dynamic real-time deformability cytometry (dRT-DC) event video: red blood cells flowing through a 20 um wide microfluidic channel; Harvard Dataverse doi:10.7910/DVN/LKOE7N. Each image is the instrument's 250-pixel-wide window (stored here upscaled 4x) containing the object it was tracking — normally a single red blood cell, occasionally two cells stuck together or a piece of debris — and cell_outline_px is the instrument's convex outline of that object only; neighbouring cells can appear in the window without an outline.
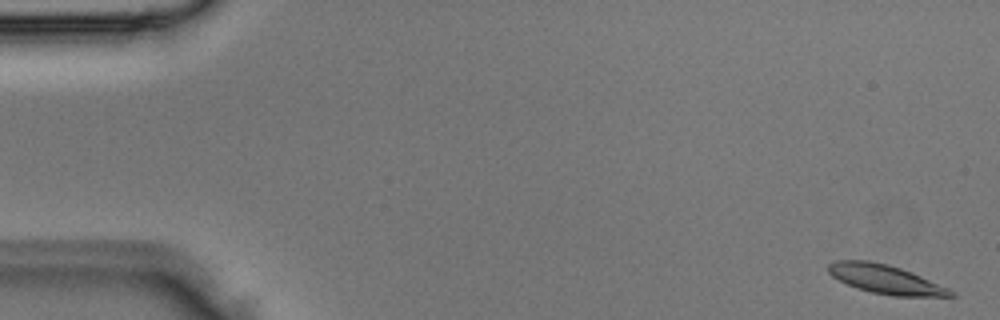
{"species": "Egyptian fruit bat (a non-hibernating species)", "species_latin": "Rousettus aegyptiacus", "temperature_condition": "room temperature", "stored_images_in_passage": 5, "segment_of_instrument_passage": [1, 2], "camera_frame_rate_fps": 3000, "um_per_image_px": 0.085, "animal": {"sex": "male"}, "frame": {"image": 1, "passage_image": 1, "time_ms": 0.0, "image_size_px": [1000, 320], "cell_outline_px": [[956, 296], [892, 296], [872, 292], [848, 284], [832, 276], [828, 272], [828, 264], [836, 260], [868, 260], [888, 264], [900, 268], [920, 276], [948, 288], [956, 292]], "centroid_in_image_um": [75.26, 23.73], "position_along_channel_um": 9.7, "area_um2": 20.29}}
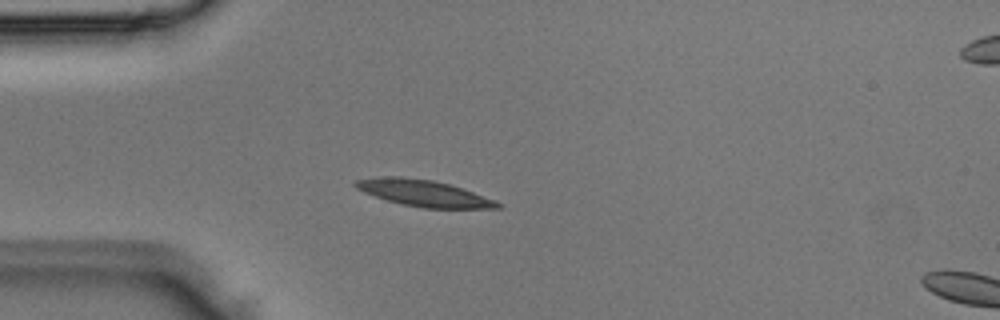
{"frame": {"image": 2, "passage_image": 4, "time_ms": 1.0, "image_size_px": [1000, 320], "cell_outline_px": [[500, 208], [424, 208], [400, 204], [364, 192], [356, 188], [352, 184], [356, 180], [384, 176], [400, 176], [432, 180], [448, 184], [496, 200], [500, 204]], "centroid_in_image_um": [35.98, 16.42], "position_along_channel_um": 49.0, "area_um2": 21.56}}